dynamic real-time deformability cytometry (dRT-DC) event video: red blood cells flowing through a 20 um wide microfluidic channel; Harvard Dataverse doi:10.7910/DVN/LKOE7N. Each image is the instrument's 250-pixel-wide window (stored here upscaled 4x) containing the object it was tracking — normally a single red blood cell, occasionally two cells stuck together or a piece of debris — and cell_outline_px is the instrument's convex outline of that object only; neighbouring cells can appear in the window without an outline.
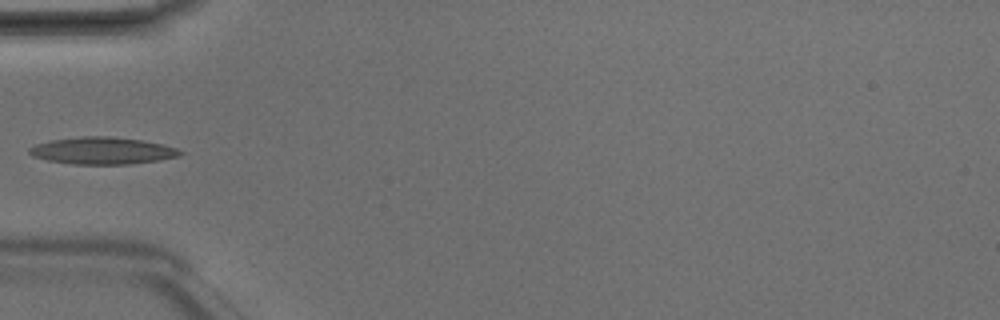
{"species": "Egyptian fruit bat (a non-hibernating species)", "species_latin": "Rousettus aegyptiacus", "temperature_condition": "room temperature", "stored_images_in_passage": 6, "camera_frame_rate_fps": 3000, "um_per_image_px": 0.085, "animal": {"sex": "male"}, "frame": {"image": 1, "passage_image": 5, "time_ms": 1.333, "image_size_px": [1000, 320], "cell_outline_px": [[184, 152], [180, 156], [156, 160], [128, 164], [72, 164], [48, 160], [32, 156], [28, 152], [28, 148], [36, 144], [52, 140], [80, 136], [108, 136], [140, 140], [164, 144], [176, 148]], "centroid_in_image_um": [8.69, 12.8], "position_along_channel_um": 76.3, "area_um2": 23.64}}